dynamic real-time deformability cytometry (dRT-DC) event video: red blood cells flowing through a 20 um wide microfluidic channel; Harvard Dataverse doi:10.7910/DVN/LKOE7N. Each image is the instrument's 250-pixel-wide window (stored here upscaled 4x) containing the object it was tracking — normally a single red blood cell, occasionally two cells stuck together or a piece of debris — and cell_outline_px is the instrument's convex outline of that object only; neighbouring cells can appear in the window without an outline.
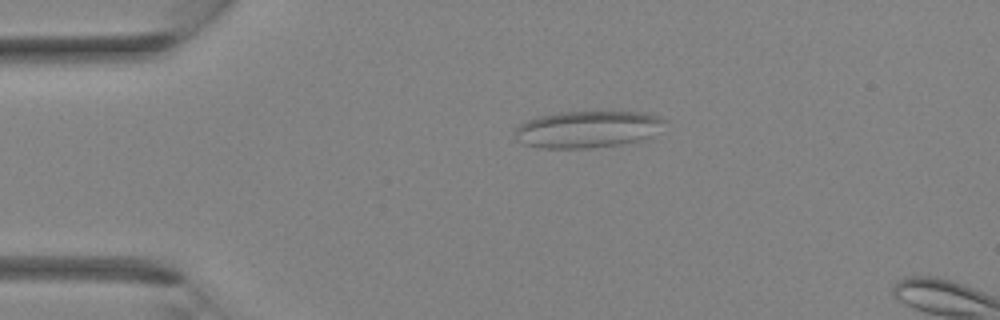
{"species": "Egyptian fruit bat (a non-hibernating species)", "species_latin": "Rousettus aegyptiacus", "temperature_condition": "room temperature", "stored_images_in_passage": 4, "camera_frame_rate_fps": 3000, "um_per_image_px": 0.085, "animal": {"sex": "female"}, "frame": {"image": 1, "passage_image": 2, "time_ms": 0.333, "image_size_px": [1000, 320], "cell_outline_px": [[668, 120], [652, 136], [644, 140], [620, 144], [588, 148], [540, 148], [524, 144], [512, 132], [520, 124], [536, 116], [560, 112], [596, 108], [644, 112], [660, 116]], "centroid_in_image_um": [50.0, 10.92], "position_along_channel_um": 35.0, "area_um2": 33.52}}